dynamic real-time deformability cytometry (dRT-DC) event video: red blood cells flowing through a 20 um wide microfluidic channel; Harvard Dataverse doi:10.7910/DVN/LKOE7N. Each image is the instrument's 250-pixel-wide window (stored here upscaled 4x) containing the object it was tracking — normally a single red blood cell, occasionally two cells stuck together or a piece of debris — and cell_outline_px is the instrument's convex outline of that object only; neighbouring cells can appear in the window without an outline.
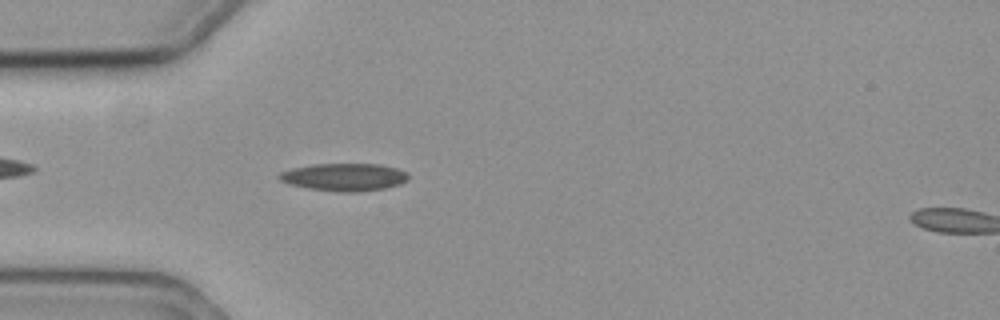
{"species": "common noctule bat (a hibernating species)", "species_latin": "Nyctalus noctula", "temperature_condition": "cold", "stored_images_in_passage": 45, "camera_frame_rate_fps": 3000, "um_per_image_px": 0.085, "animal": {"sex": "female", "body_mass_g": 19.3, "forearm_length_mm": 54.1}, "frame": {"image": 1, "passage_image": 4, "time_ms": 1.0, "image_size_px": [1000, 320], "cell_outline_px": [[408, 180], [400, 184], [384, 188], [356, 192], [340, 192], [308, 188], [288, 184], [280, 180], [276, 176], [280, 172], [292, 168], [312, 164], [380, 164], [396, 168], [408, 172]], "centroid_in_image_um": [29.24, 15.05], "position_along_channel_um": 55.8, "area_um2": 20.87}}
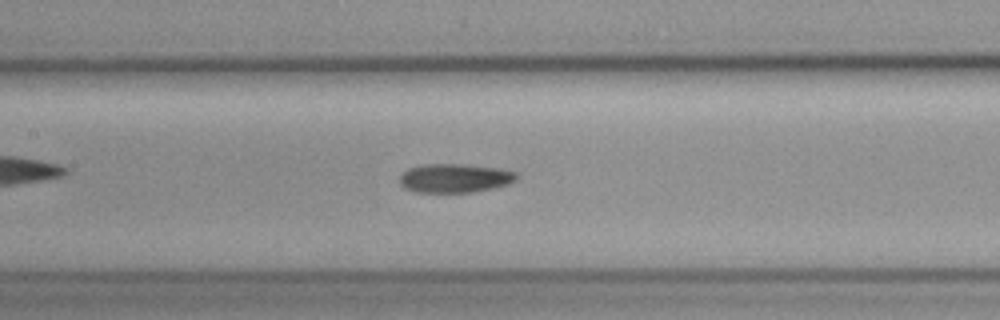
{"frame": {"image": 2, "passage_image": 14, "time_ms": 4.333, "image_size_px": [1000, 320], "cell_outline_px": [[516, 180], [508, 184], [492, 188], [472, 192], [416, 192], [404, 188], [400, 184], [400, 172], [408, 168], [424, 164], [460, 164], [500, 168], [516, 172]], "centroid_in_image_um": [38.61, 15.13], "position_along_channel_um": 168.8, "area_um2": 19.71}}
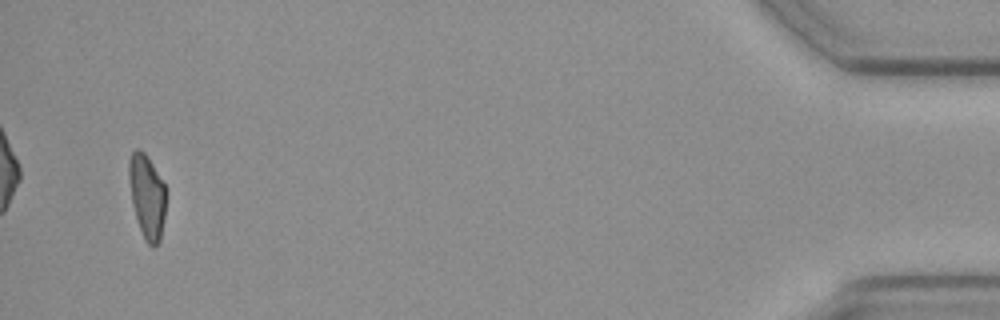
{"frame": {"image": 3, "passage_image": 43, "time_ms": 14.0, "image_size_px": [1000, 320], "cell_outline_px": [[164, 216], [160, 240], [152, 248], [144, 240], [132, 204], [128, 180], [128, 160], [132, 152], [136, 148], [140, 148], [144, 152], [152, 164], [164, 184]], "centroid_in_image_um": [12.45, 16.67], "position_along_channel_um": 422.7, "area_um2": 17.92}, "authors_computed_cell_mechanics": {"area_um2": 18.8428, "velocity_mm_per_s": 3.5499, "shape_relaxation_time_tau1_ms": 9.2087, "shape_relaxation_time_tau2_ms": null, "deformation_change_tau1": 0.1973, "deformation_change_tau2": null}}